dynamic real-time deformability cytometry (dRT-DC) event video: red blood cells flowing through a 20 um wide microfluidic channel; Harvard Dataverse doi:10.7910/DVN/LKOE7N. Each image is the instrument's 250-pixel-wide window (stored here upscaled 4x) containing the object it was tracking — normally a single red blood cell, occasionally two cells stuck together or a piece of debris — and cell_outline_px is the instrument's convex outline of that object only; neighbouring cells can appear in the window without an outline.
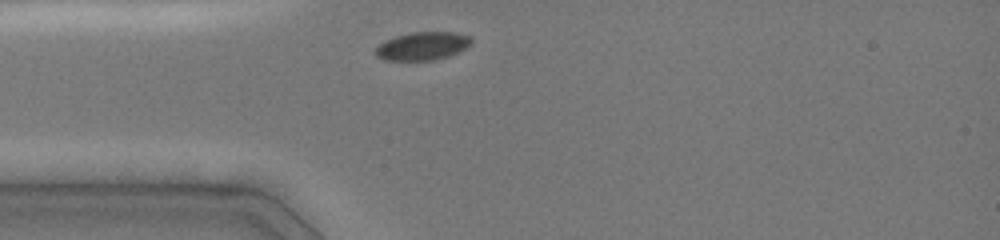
{"species": "common noctule bat (a hibernating species)", "species_latin": "Nyctalus noctula", "temperature_condition": "cold", "stored_images_in_passage": 2, "camera_frame_rate_fps": 3000, "um_per_image_px": 0.085, "animal": {"sex": "female", "body_mass_g": 19.0, "forearm_length_mm": 51.5}, "frame": {"image": 1, "passage_image": 1, "time_ms": 0.0, "image_size_px": [1000, 240], "cell_outline_px": [[472, 44], [468, 48], [448, 56], [432, 60], [384, 60], [376, 56], [376, 48], [384, 40], [396, 36], [412, 32], [456, 32], [468, 36], [472, 40]], "centroid_in_image_um": [35.93, 3.91], "position_along_channel_um": 49.1, "area_um2": 15.72}}